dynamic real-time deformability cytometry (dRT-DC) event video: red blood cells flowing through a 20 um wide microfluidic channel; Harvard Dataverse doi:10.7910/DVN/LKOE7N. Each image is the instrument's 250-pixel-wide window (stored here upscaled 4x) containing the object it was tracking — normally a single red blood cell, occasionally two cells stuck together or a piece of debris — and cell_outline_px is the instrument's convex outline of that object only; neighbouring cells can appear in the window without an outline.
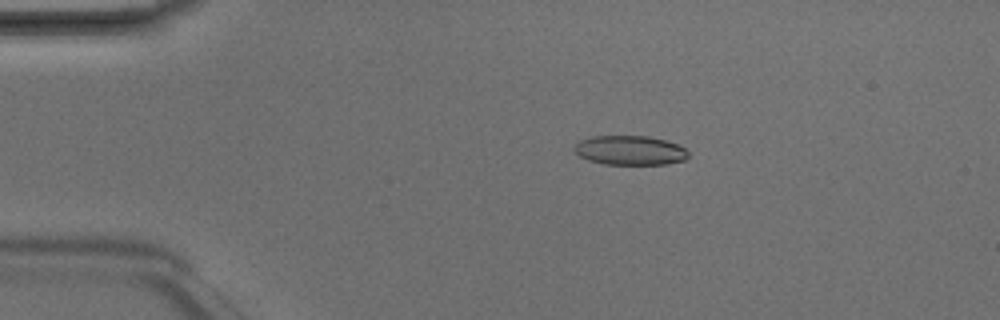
{"species": "Egyptian fruit bat (a non-hibernating species)", "species_latin": "Rousettus aegyptiacus", "temperature_condition": "room temperature", "stored_images_in_passage": 3, "camera_frame_rate_fps": 3000, "um_per_image_px": 0.085, "animal": {"sex": "male"}, "frame": {"image": 1, "passage_image": 2, "time_ms": 0.333, "image_size_px": [1000, 320], "cell_outline_px": [[688, 156], [684, 160], [664, 164], [604, 164], [588, 160], [580, 156], [572, 148], [580, 140], [592, 136], [648, 136], [664, 140], [676, 144], [684, 148], [688, 152]], "centroid_in_image_um": [53.52, 12.77], "position_along_channel_um": 31.5, "area_um2": 19.36}}